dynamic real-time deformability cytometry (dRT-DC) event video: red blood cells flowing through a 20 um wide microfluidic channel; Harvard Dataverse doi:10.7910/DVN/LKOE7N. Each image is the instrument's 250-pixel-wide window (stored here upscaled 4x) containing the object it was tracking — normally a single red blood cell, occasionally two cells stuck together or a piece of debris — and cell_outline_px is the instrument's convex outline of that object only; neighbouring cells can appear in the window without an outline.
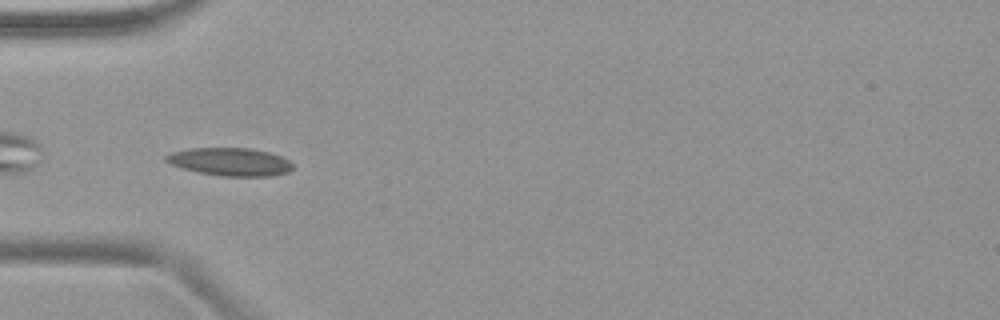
{"species": "common noctule bat (a hibernating species)", "species_latin": "Nyctalus noctula", "temperature_condition": "warm", "stored_images_in_passage": 35, "camera_frame_rate_fps": 3000, "um_per_image_px": 0.085, "animal": {"sex": "female", "body_mass_g": 19.9}, "frame": {"image": 1, "passage_image": 1, "time_ms": 0.0, "image_size_px": [1000, 320], "cell_outline_px": [[292, 168], [288, 172], [272, 176], [220, 176], [200, 172], [184, 168], [172, 164], [164, 160], [164, 156], [172, 152], [188, 148], [252, 148], [268, 152], [280, 156], [288, 160], [292, 164]], "centroid_in_image_um": [19.56, 13.74], "position_along_channel_um": 65.4, "area_um2": 20.52}}
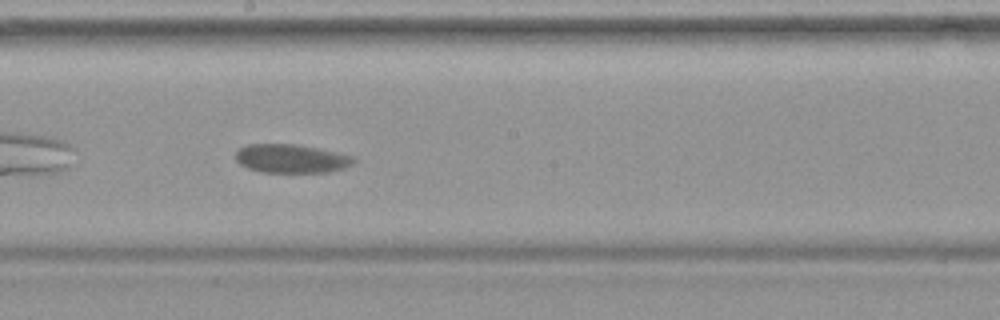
{"frame": {"image": 2, "passage_image": 13, "time_ms": 4.0, "image_size_px": [1000, 320], "cell_outline_px": [[356, 160], [352, 164], [344, 168], [328, 172], [264, 172], [248, 168], [240, 164], [236, 160], [236, 152], [240, 148], [248, 144], [296, 144], [336, 152], [352, 156]], "centroid_in_image_um": [24.75, 13.48], "position_along_channel_um": 223.4, "area_um2": 19.54}}
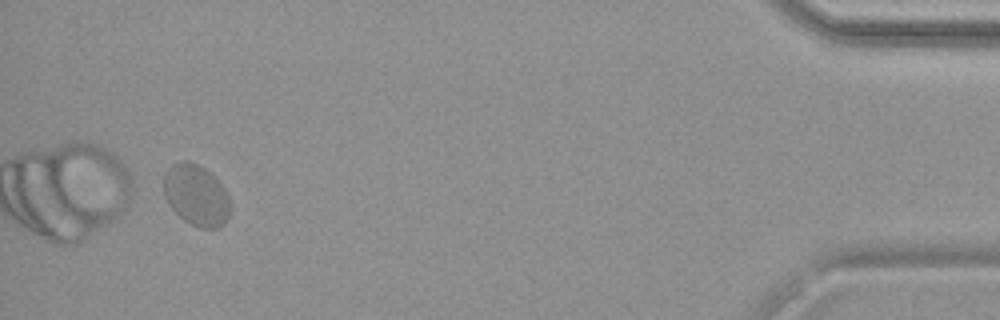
{"frame": {"image": 3, "passage_image": 33, "time_ms": 10.667, "image_size_px": [1000, 320], "cell_outline_px": [[228, 216], [224, 224], [216, 228], [200, 228], [184, 220], [168, 204], [164, 196], [164, 172], [172, 164], [180, 160], [188, 160], [200, 164], [224, 188], [228, 196]], "centroid_in_image_um": [16.63, 16.56], "position_along_channel_um": 418.6, "area_um2": 23.52}}